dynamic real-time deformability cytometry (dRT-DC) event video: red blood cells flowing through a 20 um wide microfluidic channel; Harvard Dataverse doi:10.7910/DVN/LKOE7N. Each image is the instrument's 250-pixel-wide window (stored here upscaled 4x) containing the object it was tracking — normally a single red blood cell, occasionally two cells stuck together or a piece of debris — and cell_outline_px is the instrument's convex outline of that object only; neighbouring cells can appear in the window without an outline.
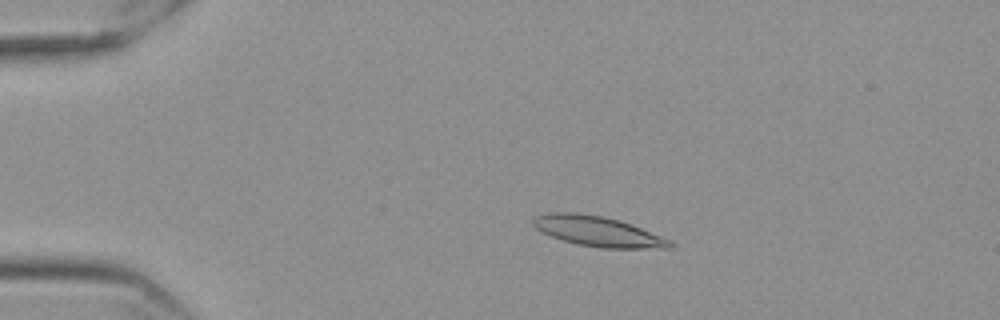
{"species": "Egyptian fruit bat (a non-hibernating species)", "species_latin": "Rousettus aegyptiacus", "temperature_condition": "cold", "stored_images_in_passage": 53, "camera_frame_rate_fps": 3000, "um_per_image_px": 0.085, "frame": {"image": 1, "passage_image": 8, "time_ms": 2.333, "image_size_px": [1000, 320], "cell_outline_px": [[676, 244], [672, 248], [600, 248], [580, 244], [564, 240], [552, 236], [536, 228], [532, 224], [532, 220], [536, 216], [548, 212], [576, 212], [604, 216], [620, 220], [672, 240]], "centroid_in_image_um": [50.86, 19.66], "position_along_channel_um": 34.1, "area_um2": 23.99}}
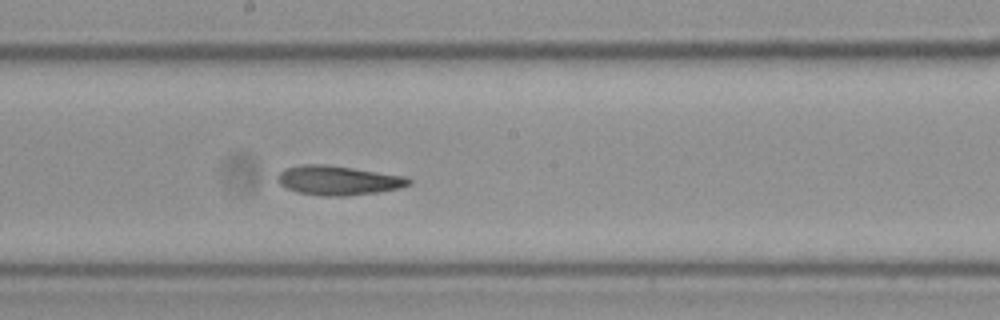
{"frame": {"image": 2, "passage_image": 28, "time_ms": 9.0, "image_size_px": [1000, 320], "cell_outline_px": [[412, 184], [400, 188], [380, 192], [344, 196], [324, 196], [296, 192], [280, 184], [276, 180], [276, 176], [284, 168], [304, 164], [324, 164], [408, 176], [412, 180]], "centroid_in_image_um": [28.77, 15.33], "position_along_channel_um": 219.4, "area_um2": 22.66}}
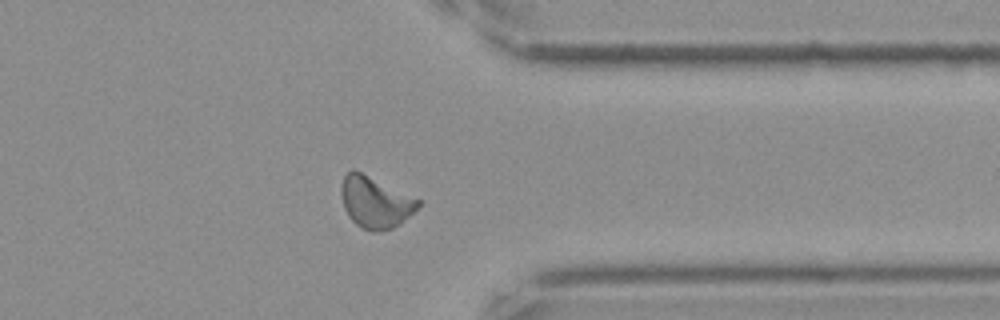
{"frame": {"image": 3, "passage_image": 42, "time_ms": 13.667, "image_size_px": [1000, 320], "cell_outline_px": [[420, 204], [400, 224], [392, 228], [380, 232], [372, 232], [360, 228], [348, 216], [344, 208], [340, 192], [340, 188], [344, 176], [352, 168], [420, 200]], "centroid_in_image_um": [31.85, 17.21], "position_along_channel_um": 379.6, "area_um2": 22.83}, "authors_computed_cell_mechanics": {"area_um2": 22.4842, "velocity_mm_per_s": 3.5307, "shape_relaxation_time_tau1_ms": null, "shape_relaxation_time_tau2_ms": 4.6055, "deformation_change_tau1": null, "deformation_change_tau2": 0.1187}}